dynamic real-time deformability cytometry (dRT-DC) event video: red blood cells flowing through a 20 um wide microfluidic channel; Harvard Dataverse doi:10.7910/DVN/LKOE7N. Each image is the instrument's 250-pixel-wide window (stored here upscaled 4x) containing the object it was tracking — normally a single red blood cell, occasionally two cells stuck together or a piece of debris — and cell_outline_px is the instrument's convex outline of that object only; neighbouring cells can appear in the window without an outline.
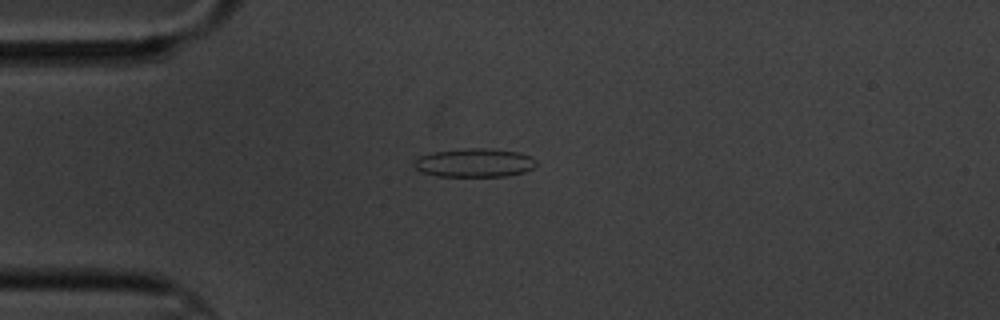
{"species": "common noctule bat (a hibernating species)", "species_latin": "Nyctalus noctula", "temperature_condition": "cold", "stored_images_in_passage": 9, "camera_frame_rate_fps": 3000, "um_per_image_px": 0.085, "animal": {"sex": "male", "body_mass_g": 20.1, "forearm_length_mm": 53.5}, "frame": {"image": 1, "passage_image": 4, "time_ms": 3.333, "image_size_px": [1000, 320], "cell_outline_px": [[536, 164], [532, 168], [524, 172], [504, 176], [436, 176], [420, 172], [412, 164], [420, 156], [432, 152], [464, 148], [488, 148], [520, 152], [536, 160]], "centroid_in_image_um": [40.3, 13.83], "position_along_channel_um": 44.7, "area_um2": 20.4}}
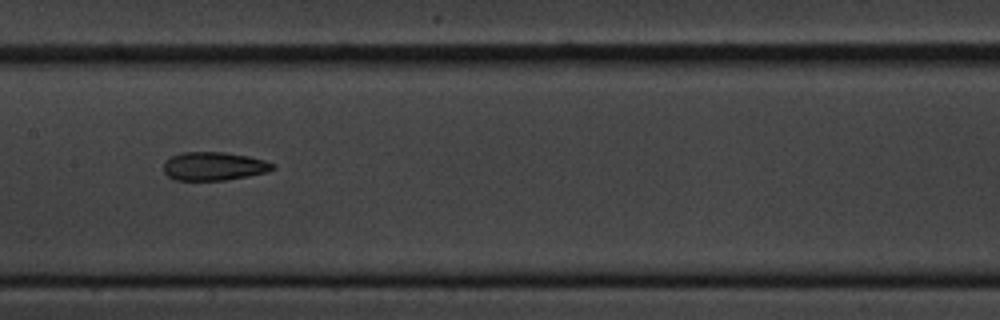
{"frame": {"image": 2, "passage_image": 8, "time_ms": 8.0, "image_size_px": [1000, 320], "cell_outline_px": [[276, 168], [268, 172], [248, 176], [224, 180], [176, 180], [168, 176], [164, 172], [164, 160], [172, 156], [184, 152], [224, 152], [248, 156], [264, 160], [276, 164]], "centroid_in_image_um": [18.2, 14.13], "position_along_channel_um": 189.2, "area_um2": 18.15}}
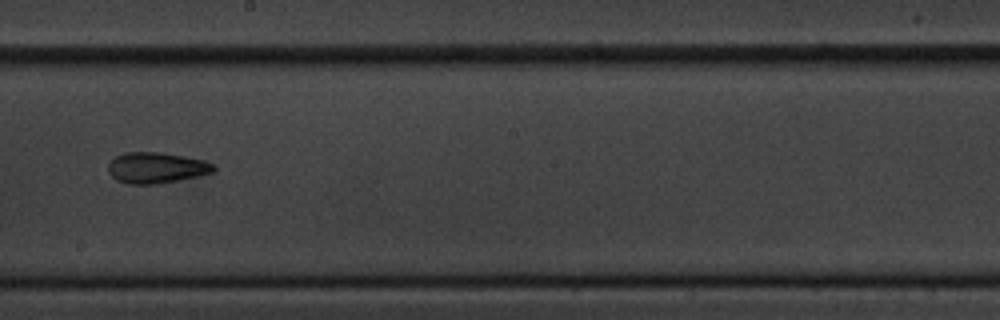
{"frame": {"image": 3, "passage_image": 9, "time_ms": 9.333, "image_size_px": [1000, 320], "cell_outline_px": [[216, 168], [212, 172], [196, 176], [156, 184], [128, 184], [116, 180], [108, 172], [108, 164], [116, 156], [124, 152], [160, 152], [184, 156], [204, 160], [212, 164]], "centroid_in_image_um": [13.25, 14.25], "position_along_channel_um": 235.0, "area_um2": 18.84}}